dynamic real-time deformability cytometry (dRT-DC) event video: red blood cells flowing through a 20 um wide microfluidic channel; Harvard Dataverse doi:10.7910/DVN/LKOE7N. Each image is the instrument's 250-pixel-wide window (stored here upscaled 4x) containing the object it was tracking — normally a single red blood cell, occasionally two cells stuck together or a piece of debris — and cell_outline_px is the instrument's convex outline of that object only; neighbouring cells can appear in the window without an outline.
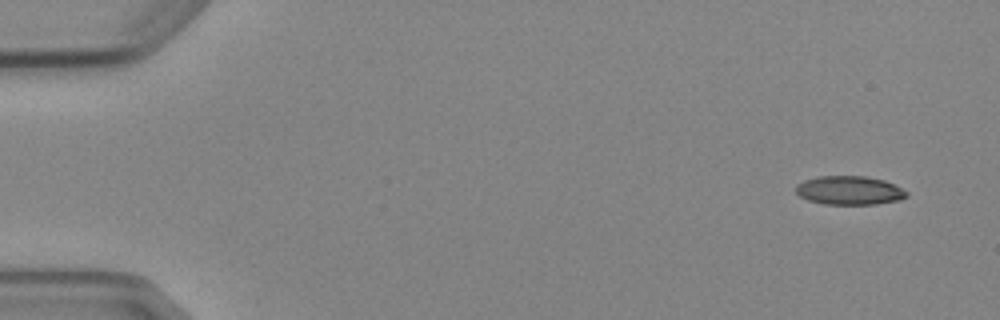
{"species": "Egyptian fruit bat (a non-hibernating species)", "species_latin": "Rousettus aegyptiacus", "temperature_condition": "cold", "stored_images_in_passage": 7, "camera_frame_rate_fps": 3000, "um_per_image_px": 0.085, "animal": {"sex": "female"}, "frame": {"image": 1, "passage_image": 1, "time_ms": 0.0, "image_size_px": [1000, 320], "cell_outline_px": [[908, 196], [900, 200], [876, 204], [824, 204], [808, 200], [800, 196], [796, 192], [796, 184], [804, 180], [820, 176], [864, 176], [884, 180], [908, 192]], "centroid_in_image_um": [72.19, 16.18], "position_along_channel_um": 12.8, "area_um2": 18.5}}
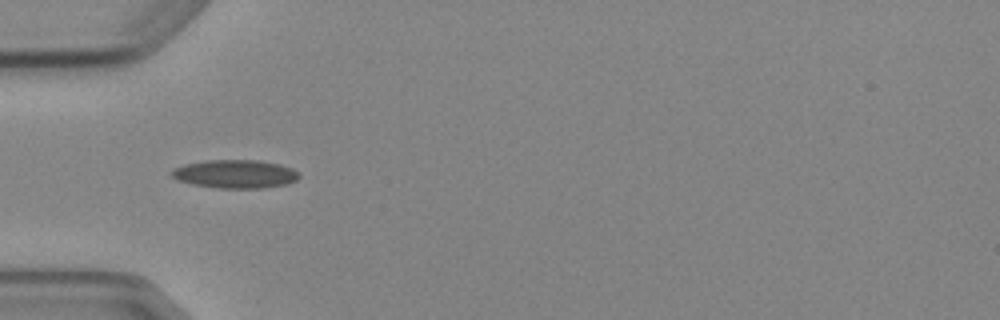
{"frame": {"image": 2, "passage_image": 5, "time_ms": 4.667, "image_size_px": [1000, 320], "cell_outline_px": [[300, 176], [296, 180], [288, 184], [264, 188], [220, 188], [192, 184], [176, 180], [168, 172], [172, 168], [184, 164], [208, 160], [260, 160], [280, 164], [292, 168]], "centroid_in_image_um": [19.96, 14.78], "position_along_channel_um": 65.0, "area_um2": 21.27}}
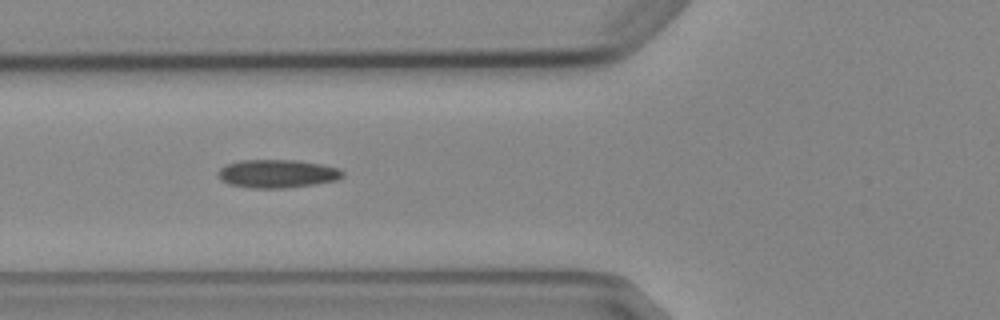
{"frame": {"image": 3, "passage_image": 6, "time_ms": 5.667, "image_size_px": [1000, 320], "cell_outline_px": [[344, 176], [336, 180], [312, 184], [284, 188], [252, 188], [228, 184], [220, 180], [216, 176], [216, 172], [224, 164], [240, 160], [296, 160], [320, 164], [340, 168], [344, 172]], "centroid_in_image_um": [23.5, 14.75], "position_along_channel_um": 102.3, "area_um2": 20.69}}